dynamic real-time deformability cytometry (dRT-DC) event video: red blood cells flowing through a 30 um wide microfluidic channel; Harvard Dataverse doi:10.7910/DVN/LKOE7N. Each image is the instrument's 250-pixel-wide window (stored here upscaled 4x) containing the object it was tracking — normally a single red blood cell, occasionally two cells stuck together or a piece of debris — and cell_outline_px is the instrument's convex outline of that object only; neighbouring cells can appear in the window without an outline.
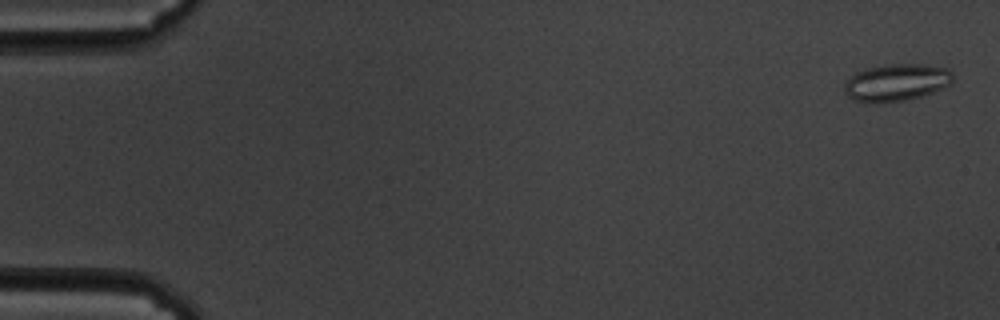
{"species": "common noctule bat (a hibernating species)", "species_latin": "Nyctalus noctula", "temperature_condition": "cold", "stored_images_in_passage": 58, "camera_frame_rate_fps": 3000, "um_per_image_px": 0.085, "animal": {"sex": "male", "body_mass_g": 19.5, "forearm_length_mm": 54.6}, "frame": {"image": 1, "passage_image": 1, "time_ms": 0.0, "image_size_px": [1000, 320], "cell_outline_px": [[952, 80], [948, 84], [932, 92], [920, 96], [904, 100], [872, 104], [852, 100], [844, 92], [844, 84], [856, 72], [868, 68], [892, 64], [920, 64], [948, 68], [952, 72]], "centroid_in_image_um": [76.15, 7.02], "position_along_channel_um": 8.9, "area_um2": 23.29}}
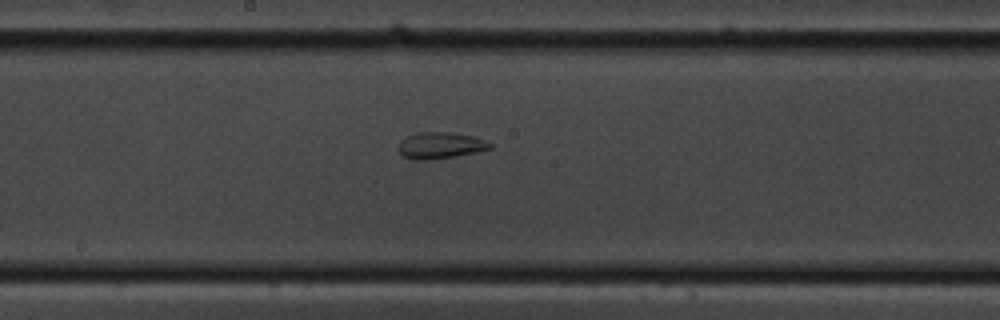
{"frame": {"image": 2, "passage_image": 31, "time_ms": 10.0, "image_size_px": [1000, 320], "cell_outline_px": [[492, 148], [476, 152], [456, 156], [428, 160], [412, 160], [404, 156], [396, 148], [400, 140], [404, 136], [416, 132], [452, 132], [472, 136], [484, 140], [492, 144]], "centroid_in_image_um": [37.37, 12.35], "position_along_channel_um": 210.8, "area_um2": 14.33}}
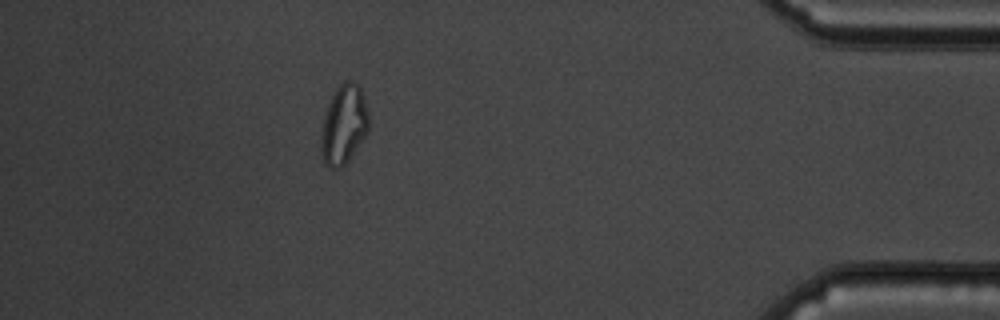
{"frame": {"image": 3, "passage_image": 52, "time_ms": 17.0, "image_size_px": [1000, 320], "cell_outline_px": [[368, 132], [348, 160], [340, 168], [328, 168], [324, 164], [320, 152], [320, 136], [324, 116], [328, 104], [336, 88], [344, 80], [352, 80], [360, 88], [368, 112]], "centroid_in_image_um": [29.19, 10.61], "position_along_channel_um": 406.0, "area_um2": 22.02}, "authors_computed_cell_mechanics": {"area_um2": 20.9236, "velocity_mm_per_s": 3.429, "shape_relaxation_time_tau1_ms": null, "shape_relaxation_time_tau2_ms": 1.8451, "deformation_change_tau1": null, "deformation_change_tau2": 0.0763}}